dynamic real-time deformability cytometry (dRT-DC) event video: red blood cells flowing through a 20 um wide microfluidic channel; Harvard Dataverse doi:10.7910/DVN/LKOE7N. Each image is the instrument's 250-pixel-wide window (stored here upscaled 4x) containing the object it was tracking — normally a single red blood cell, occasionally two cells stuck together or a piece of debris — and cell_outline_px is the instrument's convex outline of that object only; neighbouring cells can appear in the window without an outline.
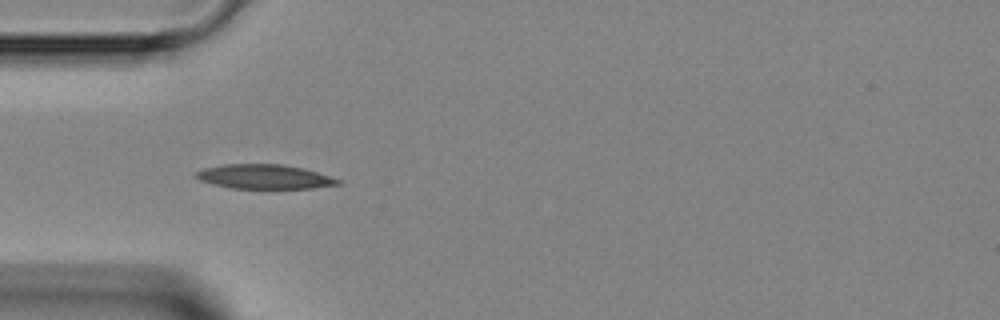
{"species": "Egyptian fruit bat (a non-hibernating species)", "species_latin": "Rousettus aegyptiacus", "temperature_condition": "room temperature", "stored_images_in_passage": 7, "camera_frame_rate_fps": 3000, "um_per_image_px": 0.085, "animal": {"sex": "female"}, "frame": {"image": 1, "passage_image": 4, "time_ms": 4.333, "image_size_px": [1000, 320], "cell_outline_px": [[340, 184], [312, 188], [232, 188], [212, 184], [200, 180], [192, 176], [196, 172], [204, 168], [224, 164], [280, 164], [304, 168], [340, 180]], "centroid_in_image_um": [22.42, 15.01], "position_along_channel_um": 62.6, "area_um2": 20.0}}
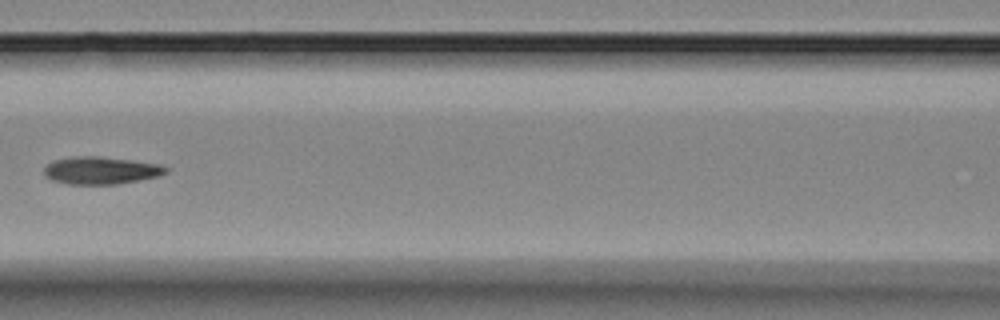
{"frame": {"image": 2, "passage_image": 6, "time_ms": 6.667, "image_size_px": [1000, 320], "cell_outline_px": [[168, 172], [160, 176], [140, 180], [116, 184], [68, 184], [52, 180], [44, 176], [44, 168], [52, 160], [72, 156], [100, 156], [160, 164], [168, 168]], "centroid_in_image_um": [8.57, 14.48], "position_along_channel_um": 158.0, "area_um2": 19.65}}
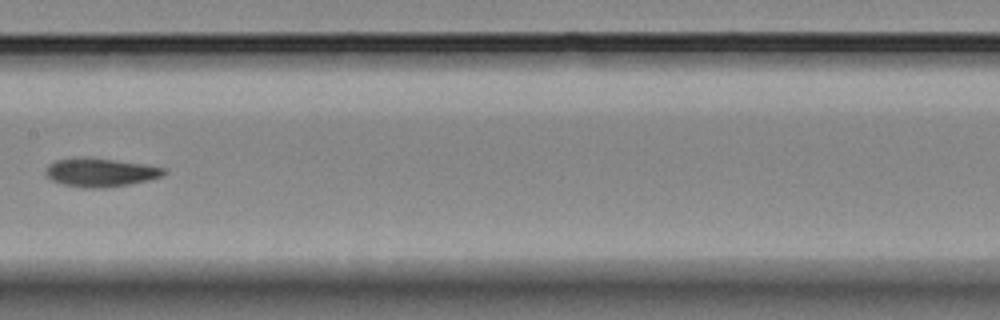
{"frame": {"image": 3, "passage_image": 7, "time_ms": 7.667, "image_size_px": [1000, 320], "cell_outline_px": [[168, 172], [160, 176], [148, 180], [108, 188], [80, 188], [64, 184], [52, 180], [44, 172], [48, 164], [56, 160], [76, 156], [88, 156], [148, 164], [168, 168]], "centroid_in_image_um": [8.55, 14.63], "position_along_channel_um": 198.9, "area_um2": 20.23}}